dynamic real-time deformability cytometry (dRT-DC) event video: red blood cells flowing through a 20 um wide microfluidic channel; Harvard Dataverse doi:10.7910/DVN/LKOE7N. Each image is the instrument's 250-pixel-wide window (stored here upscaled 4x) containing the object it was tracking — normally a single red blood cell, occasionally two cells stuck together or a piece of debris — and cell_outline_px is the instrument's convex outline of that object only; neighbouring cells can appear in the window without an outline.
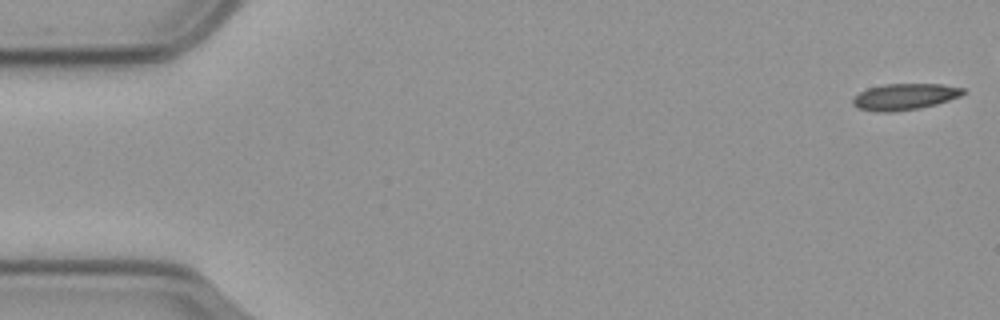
{"species": "common noctule bat (a hibernating species)", "species_latin": "Nyctalus noctula", "temperature_condition": "cold", "stored_images_in_passage": 17, "camera_frame_rate_fps": 3000, "um_per_image_px": 0.085, "animal": {"sex": "male", "body_mass_g": 23.1, "forearm_length_mm": 52.7}, "frame": {"image": 1, "passage_image": 1, "time_ms": 0.0, "image_size_px": [1000, 320], "cell_outline_px": [[968, 92], [960, 96], [936, 104], [920, 108], [892, 112], [876, 112], [856, 108], [852, 104], [852, 100], [860, 92], [868, 88], [884, 84], [944, 84], [964, 88]], "centroid_in_image_um": [76.91, 8.22], "position_along_channel_um": 8.1, "area_um2": 17.05}}